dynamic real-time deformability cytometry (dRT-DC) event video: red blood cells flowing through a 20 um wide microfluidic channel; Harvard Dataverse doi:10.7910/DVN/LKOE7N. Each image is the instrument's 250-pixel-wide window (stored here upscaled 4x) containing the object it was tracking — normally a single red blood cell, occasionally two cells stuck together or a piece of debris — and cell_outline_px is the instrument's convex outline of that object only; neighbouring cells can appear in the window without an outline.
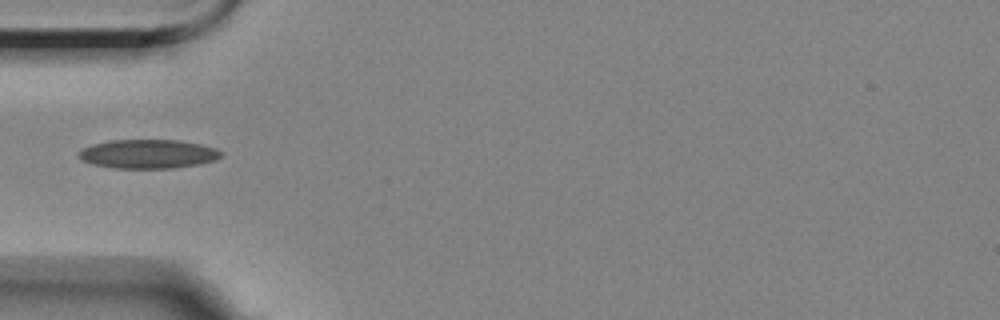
{"species": "Egyptian fruit bat (a non-hibernating species)", "species_latin": "Rousettus aegyptiacus", "temperature_condition": "room temperature", "stored_images_in_passage": 5, "camera_frame_rate_fps": 3000, "um_per_image_px": 0.085, "animal": {"sex": "female"}, "frame": {"image": 1, "passage_image": 2, "time_ms": 1.333, "image_size_px": [1000, 320], "cell_outline_px": [[224, 152], [216, 160], [200, 164], [176, 168], [116, 168], [92, 164], [80, 160], [80, 152], [84, 148], [92, 144], [112, 140], [180, 140], [200, 144], [216, 148]], "centroid_in_image_um": [12.63, 13.09], "position_along_channel_um": 72.4, "area_um2": 24.04}}
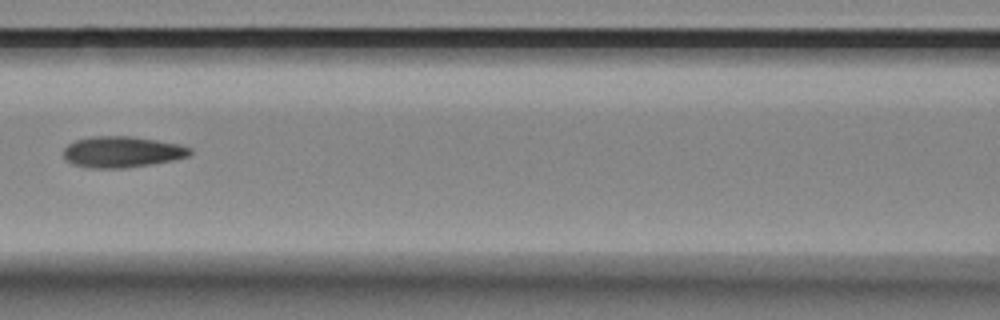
{"frame": {"image": 2, "passage_image": 4, "time_ms": 3.667, "image_size_px": [1000, 320], "cell_outline_px": [[192, 152], [188, 156], [176, 160], [152, 164], [124, 168], [84, 168], [72, 164], [64, 160], [64, 148], [68, 144], [76, 140], [92, 136], [132, 136], [180, 144], [192, 148]], "centroid_in_image_um": [10.37, 12.92], "position_along_channel_um": 156.2, "area_um2": 23.24}}
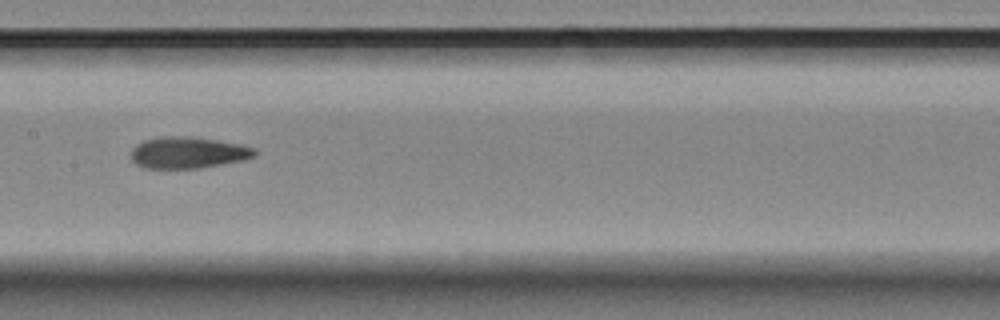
{"frame": {"image": 3, "passage_image": 5, "time_ms": 4.667, "image_size_px": [1000, 320], "cell_outline_px": [[256, 156], [244, 160], [200, 168], [144, 168], [136, 164], [132, 160], [132, 148], [136, 144], [144, 140], [160, 136], [192, 136], [240, 144], [256, 148]], "centroid_in_image_um": [15.99, 12.96], "position_along_channel_um": 191.4, "area_um2": 22.83}}